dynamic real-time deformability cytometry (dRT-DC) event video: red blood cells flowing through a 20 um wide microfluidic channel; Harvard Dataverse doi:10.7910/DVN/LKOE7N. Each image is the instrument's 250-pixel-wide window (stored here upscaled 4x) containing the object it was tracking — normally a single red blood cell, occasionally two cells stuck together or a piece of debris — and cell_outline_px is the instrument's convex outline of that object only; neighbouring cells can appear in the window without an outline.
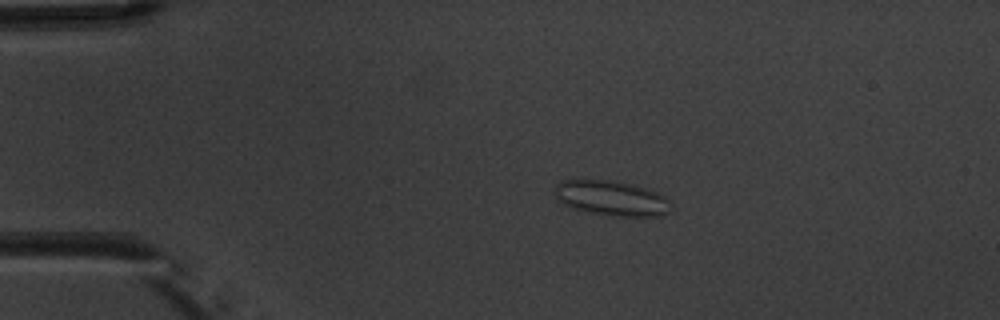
{"species": "common noctule bat (a hibernating species)", "species_latin": "Nyctalus noctula", "temperature_condition": "warm", "stored_images_in_passage": 8, "camera_frame_rate_fps": 3000, "um_per_image_px": 0.085, "animal": {"sex": "male", "body_mass_g": 20.1, "forearm_length_mm": 53.5}, "frame": {"image": 1, "passage_image": 3, "time_ms": 3.333, "image_size_px": [1000, 320], "cell_outline_px": [[672, 212], [664, 216], [616, 216], [588, 212], [564, 204], [556, 200], [556, 184], [560, 180], [608, 180], [628, 184], [644, 188], [656, 192], [664, 196], [668, 200]], "centroid_in_image_um": [52.0, 16.86], "position_along_channel_um": 33.0, "area_um2": 23.47}}
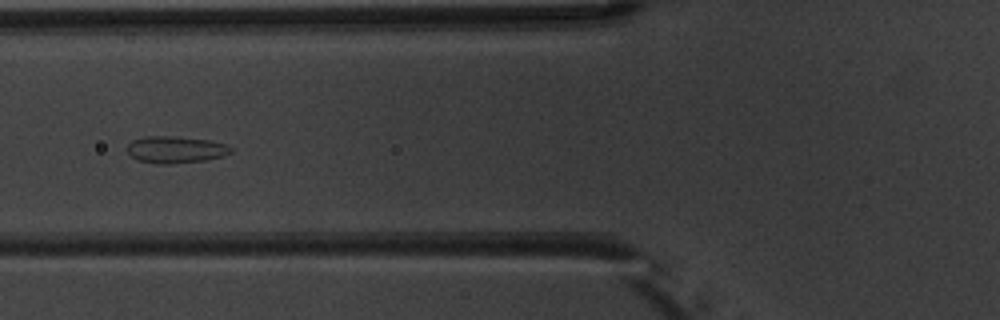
{"frame": {"image": 2, "passage_image": 6, "time_ms": 6.667, "image_size_px": [1000, 320], "cell_outline_px": [[232, 152], [224, 156], [204, 160], [172, 164], [156, 164], [140, 160], [132, 156], [128, 152], [128, 144], [132, 140], [144, 136], [172, 136], [208, 140], [228, 144], [232, 148]], "centroid_in_image_um": [14.95, 12.71], "position_along_channel_um": 110.9, "area_um2": 16.24}}
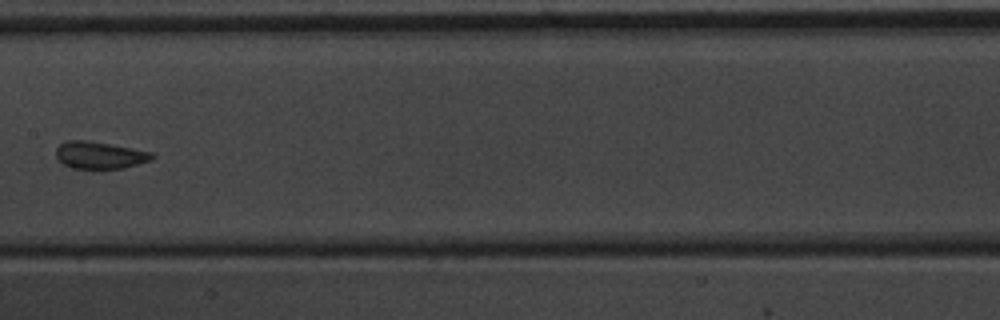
{"frame": {"image": 3, "passage_image": 8, "time_ms": 9.0, "image_size_px": [1000, 320], "cell_outline_px": [[156, 156], [152, 160], [124, 168], [72, 168], [64, 164], [56, 156], [56, 148], [60, 144], [68, 140], [84, 140], [112, 144], [152, 152]], "centroid_in_image_um": [8.5, 13.18], "position_along_channel_um": 198.9, "area_um2": 15.14}}